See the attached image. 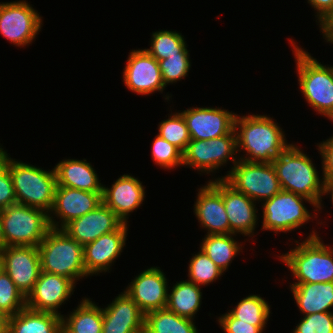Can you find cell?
Returning <instances> with one entry per match:
<instances>
[{"label": "cell", "instance_id": "1", "mask_svg": "<svg viewBox=\"0 0 333 333\" xmlns=\"http://www.w3.org/2000/svg\"><path fill=\"white\" fill-rule=\"evenodd\" d=\"M275 121L267 114L236 115L234 130L240 160L272 163L290 145L285 131Z\"/></svg>", "mask_w": 333, "mask_h": 333}, {"label": "cell", "instance_id": "2", "mask_svg": "<svg viewBox=\"0 0 333 333\" xmlns=\"http://www.w3.org/2000/svg\"><path fill=\"white\" fill-rule=\"evenodd\" d=\"M301 146L291 143L272 162L282 190L312 200L322 212L325 181ZM320 176V177H319ZM322 177V178H321Z\"/></svg>", "mask_w": 333, "mask_h": 333}, {"label": "cell", "instance_id": "3", "mask_svg": "<svg viewBox=\"0 0 333 333\" xmlns=\"http://www.w3.org/2000/svg\"><path fill=\"white\" fill-rule=\"evenodd\" d=\"M311 230L303 241L294 240V247L277 256L295 277L292 284L333 282V246L325 244L314 228Z\"/></svg>", "mask_w": 333, "mask_h": 333}, {"label": "cell", "instance_id": "4", "mask_svg": "<svg viewBox=\"0 0 333 333\" xmlns=\"http://www.w3.org/2000/svg\"><path fill=\"white\" fill-rule=\"evenodd\" d=\"M296 64L299 90L316 114L333 122V65H324L288 38Z\"/></svg>", "mask_w": 333, "mask_h": 333}, {"label": "cell", "instance_id": "5", "mask_svg": "<svg viewBox=\"0 0 333 333\" xmlns=\"http://www.w3.org/2000/svg\"><path fill=\"white\" fill-rule=\"evenodd\" d=\"M7 151L0 158L7 164L18 204L39 208L50 213L57 186L55 169L48 171L39 166L11 158Z\"/></svg>", "mask_w": 333, "mask_h": 333}, {"label": "cell", "instance_id": "6", "mask_svg": "<svg viewBox=\"0 0 333 333\" xmlns=\"http://www.w3.org/2000/svg\"><path fill=\"white\" fill-rule=\"evenodd\" d=\"M38 252L43 272L64 276L75 284L89 277L84 267L83 246L63 229L50 228Z\"/></svg>", "mask_w": 333, "mask_h": 333}, {"label": "cell", "instance_id": "7", "mask_svg": "<svg viewBox=\"0 0 333 333\" xmlns=\"http://www.w3.org/2000/svg\"><path fill=\"white\" fill-rule=\"evenodd\" d=\"M304 202L309 203L312 209L313 207L315 209L308 210ZM260 205L259 207H262V231H271L274 234L289 233L300 230V227L310 221L313 222L315 218L317 225L326 222H322V220L319 222L320 218L317 219L319 208L312 200L289 191L282 190Z\"/></svg>", "mask_w": 333, "mask_h": 333}, {"label": "cell", "instance_id": "8", "mask_svg": "<svg viewBox=\"0 0 333 333\" xmlns=\"http://www.w3.org/2000/svg\"><path fill=\"white\" fill-rule=\"evenodd\" d=\"M238 160L235 130L209 140L191 139L183 152V166L197 170L200 175L213 176L215 173V176L222 166L232 163L224 176H216L214 179H225Z\"/></svg>", "mask_w": 333, "mask_h": 333}, {"label": "cell", "instance_id": "9", "mask_svg": "<svg viewBox=\"0 0 333 333\" xmlns=\"http://www.w3.org/2000/svg\"><path fill=\"white\" fill-rule=\"evenodd\" d=\"M6 246H36L45 238L49 214L39 208L13 204L1 210Z\"/></svg>", "mask_w": 333, "mask_h": 333}, {"label": "cell", "instance_id": "10", "mask_svg": "<svg viewBox=\"0 0 333 333\" xmlns=\"http://www.w3.org/2000/svg\"><path fill=\"white\" fill-rule=\"evenodd\" d=\"M224 180L258 204L282 191L272 163L239 159Z\"/></svg>", "mask_w": 333, "mask_h": 333}, {"label": "cell", "instance_id": "11", "mask_svg": "<svg viewBox=\"0 0 333 333\" xmlns=\"http://www.w3.org/2000/svg\"><path fill=\"white\" fill-rule=\"evenodd\" d=\"M43 26V17L26 0L0 2V34L14 46L34 43Z\"/></svg>", "mask_w": 333, "mask_h": 333}, {"label": "cell", "instance_id": "12", "mask_svg": "<svg viewBox=\"0 0 333 333\" xmlns=\"http://www.w3.org/2000/svg\"><path fill=\"white\" fill-rule=\"evenodd\" d=\"M122 72V81L129 91L149 96L166 89L158 61L145 49H132Z\"/></svg>", "mask_w": 333, "mask_h": 333}, {"label": "cell", "instance_id": "13", "mask_svg": "<svg viewBox=\"0 0 333 333\" xmlns=\"http://www.w3.org/2000/svg\"><path fill=\"white\" fill-rule=\"evenodd\" d=\"M193 213L205 235L230 234V224L221 195V179H209L206 185L200 186Z\"/></svg>", "mask_w": 333, "mask_h": 333}, {"label": "cell", "instance_id": "14", "mask_svg": "<svg viewBox=\"0 0 333 333\" xmlns=\"http://www.w3.org/2000/svg\"><path fill=\"white\" fill-rule=\"evenodd\" d=\"M168 278L163 270L158 266L146 268L133 277L127 287L126 292L139 306L140 310L146 314L148 312L166 308L168 300L169 286Z\"/></svg>", "mask_w": 333, "mask_h": 333}, {"label": "cell", "instance_id": "15", "mask_svg": "<svg viewBox=\"0 0 333 333\" xmlns=\"http://www.w3.org/2000/svg\"><path fill=\"white\" fill-rule=\"evenodd\" d=\"M2 268L25 297L33 290L41 273L36 246H6L0 253Z\"/></svg>", "mask_w": 333, "mask_h": 333}, {"label": "cell", "instance_id": "16", "mask_svg": "<svg viewBox=\"0 0 333 333\" xmlns=\"http://www.w3.org/2000/svg\"><path fill=\"white\" fill-rule=\"evenodd\" d=\"M100 203L102 192L56 186L54 204L49 213L50 227L62 229L70 221L94 210Z\"/></svg>", "mask_w": 333, "mask_h": 333}, {"label": "cell", "instance_id": "17", "mask_svg": "<svg viewBox=\"0 0 333 333\" xmlns=\"http://www.w3.org/2000/svg\"><path fill=\"white\" fill-rule=\"evenodd\" d=\"M129 226L123 223L117 230L83 246L84 267L89 277L110 273L111 267L124 252Z\"/></svg>", "mask_w": 333, "mask_h": 333}, {"label": "cell", "instance_id": "18", "mask_svg": "<svg viewBox=\"0 0 333 333\" xmlns=\"http://www.w3.org/2000/svg\"><path fill=\"white\" fill-rule=\"evenodd\" d=\"M76 284L64 276L41 271L33 290L26 297V307L63 316L62 307L74 293Z\"/></svg>", "mask_w": 333, "mask_h": 333}, {"label": "cell", "instance_id": "19", "mask_svg": "<svg viewBox=\"0 0 333 333\" xmlns=\"http://www.w3.org/2000/svg\"><path fill=\"white\" fill-rule=\"evenodd\" d=\"M191 139L209 140L234 130L236 113L219 107H190L181 111Z\"/></svg>", "mask_w": 333, "mask_h": 333}, {"label": "cell", "instance_id": "20", "mask_svg": "<svg viewBox=\"0 0 333 333\" xmlns=\"http://www.w3.org/2000/svg\"><path fill=\"white\" fill-rule=\"evenodd\" d=\"M221 195L224 202L225 211L230 224V234L248 237L246 240L255 236L257 225L259 226L258 208L256 202L238 192L224 179H221ZM259 215V216H258Z\"/></svg>", "mask_w": 333, "mask_h": 333}, {"label": "cell", "instance_id": "21", "mask_svg": "<svg viewBox=\"0 0 333 333\" xmlns=\"http://www.w3.org/2000/svg\"><path fill=\"white\" fill-rule=\"evenodd\" d=\"M145 185L132 174H123L111 185H103L102 202L124 223H129L131 213L142 206L146 199Z\"/></svg>", "mask_w": 333, "mask_h": 333}, {"label": "cell", "instance_id": "22", "mask_svg": "<svg viewBox=\"0 0 333 333\" xmlns=\"http://www.w3.org/2000/svg\"><path fill=\"white\" fill-rule=\"evenodd\" d=\"M124 222L103 202L62 229L82 246L117 230Z\"/></svg>", "mask_w": 333, "mask_h": 333}, {"label": "cell", "instance_id": "23", "mask_svg": "<svg viewBox=\"0 0 333 333\" xmlns=\"http://www.w3.org/2000/svg\"><path fill=\"white\" fill-rule=\"evenodd\" d=\"M102 307L101 333H134L144 327L145 314L124 291Z\"/></svg>", "mask_w": 333, "mask_h": 333}, {"label": "cell", "instance_id": "24", "mask_svg": "<svg viewBox=\"0 0 333 333\" xmlns=\"http://www.w3.org/2000/svg\"><path fill=\"white\" fill-rule=\"evenodd\" d=\"M57 186L76 188L83 191L103 192V184L91 162L85 158H64L54 166Z\"/></svg>", "mask_w": 333, "mask_h": 333}, {"label": "cell", "instance_id": "25", "mask_svg": "<svg viewBox=\"0 0 333 333\" xmlns=\"http://www.w3.org/2000/svg\"><path fill=\"white\" fill-rule=\"evenodd\" d=\"M289 289L297 309L303 316L320 312H333V282L290 283Z\"/></svg>", "mask_w": 333, "mask_h": 333}, {"label": "cell", "instance_id": "26", "mask_svg": "<svg viewBox=\"0 0 333 333\" xmlns=\"http://www.w3.org/2000/svg\"><path fill=\"white\" fill-rule=\"evenodd\" d=\"M97 305L90 297H82L76 309L62 316L61 333H101L103 315Z\"/></svg>", "mask_w": 333, "mask_h": 333}, {"label": "cell", "instance_id": "27", "mask_svg": "<svg viewBox=\"0 0 333 333\" xmlns=\"http://www.w3.org/2000/svg\"><path fill=\"white\" fill-rule=\"evenodd\" d=\"M62 316L27 307L9 316L7 333H61Z\"/></svg>", "mask_w": 333, "mask_h": 333}, {"label": "cell", "instance_id": "28", "mask_svg": "<svg viewBox=\"0 0 333 333\" xmlns=\"http://www.w3.org/2000/svg\"><path fill=\"white\" fill-rule=\"evenodd\" d=\"M168 290L166 308L178 316L189 318L195 321L196 314L201 310L202 290L201 286L188 280L176 281Z\"/></svg>", "mask_w": 333, "mask_h": 333}, {"label": "cell", "instance_id": "29", "mask_svg": "<svg viewBox=\"0 0 333 333\" xmlns=\"http://www.w3.org/2000/svg\"><path fill=\"white\" fill-rule=\"evenodd\" d=\"M236 234L205 235L199 245L201 249L224 273L228 271L235 257L243 252L244 244Z\"/></svg>", "mask_w": 333, "mask_h": 333}, {"label": "cell", "instance_id": "30", "mask_svg": "<svg viewBox=\"0 0 333 333\" xmlns=\"http://www.w3.org/2000/svg\"><path fill=\"white\" fill-rule=\"evenodd\" d=\"M192 319L178 316L167 308L145 314L144 327L150 333H199Z\"/></svg>", "mask_w": 333, "mask_h": 333}, {"label": "cell", "instance_id": "31", "mask_svg": "<svg viewBox=\"0 0 333 333\" xmlns=\"http://www.w3.org/2000/svg\"><path fill=\"white\" fill-rule=\"evenodd\" d=\"M228 312L239 322L255 326H266L271 313V305L260 294H249L240 299Z\"/></svg>", "mask_w": 333, "mask_h": 333}, {"label": "cell", "instance_id": "32", "mask_svg": "<svg viewBox=\"0 0 333 333\" xmlns=\"http://www.w3.org/2000/svg\"><path fill=\"white\" fill-rule=\"evenodd\" d=\"M187 43L182 33L173 30H158L152 32L150 48L145 50L157 61L164 60L168 56L177 53H189Z\"/></svg>", "mask_w": 333, "mask_h": 333}, {"label": "cell", "instance_id": "33", "mask_svg": "<svg viewBox=\"0 0 333 333\" xmlns=\"http://www.w3.org/2000/svg\"><path fill=\"white\" fill-rule=\"evenodd\" d=\"M187 273V280L201 287L216 282L225 274L201 249L192 254Z\"/></svg>", "mask_w": 333, "mask_h": 333}, {"label": "cell", "instance_id": "34", "mask_svg": "<svg viewBox=\"0 0 333 333\" xmlns=\"http://www.w3.org/2000/svg\"><path fill=\"white\" fill-rule=\"evenodd\" d=\"M170 111L168 118L159 122L157 134L184 152L191 140L186 121L179 110Z\"/></svg>", "mask_w": 333, "mask_h": 333}, {"label": "cell", "instance_id": "35", "mask_svg": "<svg viewBox=\"0 0 333 333\" xmlns=\"http://www.w3.org/2000/svg\"><path fill=\"white\" fill-rule=\"evenodd\" d=\"M152 141L151 156L153 162L160 168L172 170L177 167L183 166V152L169 143L165 139L161 138L158 134Z\"/></svg>", "mask_w": 333, "mask_h": 333}, {"label": "cell", "instance_id": "36", "mask_svg": "<svg viewBox=\"0 0 333 333\" xmlns=\"http://www.w3.org/2000/svg\"><path fill=\"white\" fill-rule=\"evenodd\" d=\"M26 307V297L16 287L9 275L0 269V309L9 316L17 314Z\"/></svg>", "mask_w": 333, "mask_h": 333}, {"label": "cell", "instance_id": "37", "mask_svg": "<svg viewBox=\"0 0 333 333\" xmlns=\"http://www.w3.org/2000/svg\"><path fill=\"white\" fill-rule=\"evenodd\" d=\"M189 56V53H177V55L168 56V58L158 61L166 87L170 84H176L188 76L192 64Z\"/></svg>", "mask_w": 333, "mask_h": 333}, {"label": "cell", "instance_id": "38", "mask_svg": "<svg viewBox=\"0 0 333 333\" xmlns=\"http://www.w3.org/2000/svg\"><path fill=\"white\" fill-rule=\"evenodd\" d=\"M302 317L291 333H333V312H320Z\"/></svg>", "mask_w": 333, "mask_h": 333}, {"label": "cell", "instance_id": "39", "mask_svg": "<svg viewBox=\"0 0 333 333\" xmlns=\"http://www.w3.org/2000/svg\"><path fill=\"white\" fill-rule=\"evenodd\" d=\"M219 327L224 333H263L267 326H255L245 322H239L228 311L217 317Z\"/></svg>", "mask_w": 333, "mask_h": 333}, {"label": "cell", "instance_id": "40", "mask_svg": "<svg viewBox=\"0 0 333 333\" xmlns=\"http://www.w3.org/2000/svg\"><path fill=\"white\" fill-rule=\"evenodd\" d=\"M14 187L7 164L0 158V210L16 204Z\"/></svg>", "mask_w": 333, "mask_h": 333}, {"label": "cell", "instance_id": "41", "mask_svg": "<svg viewBox=\"0 0 333 333\" xmlns=\"http://www.w3.org/2000/svg\"><path fill=\"white\" fill-rule=\"evenodd\" d=\"M317 150L321 155V170L325 182L333 181V134L326 140L316 143Z\"/></svg>", "mask_w": 333, "mask_h": 333}, {"label": "cell", "instance_id": "42", "mask_svg": "<svg viewBox=\"0 0 333 333\" xmlns=\"http://www.w3.org/2000/svg\"><path fill=\"white\" fill-rule=\"evenodd\" d=\"M315 11L317 25L320 26L333 13V0H307Z\"/></svg>", "mask_w": 333, "mask_h": 333}, {"label": "cell", "instance_id": "43", "mask_svg": "<svg viewBox=\"0 0 333 333\" xmlns=\"http://www.w3.org/2000/svg\"><path fill=\"white\" fill-rule=\"evenodd\" d=\"M319 29L325 42L333 44V13L319 26Z\"/></svg>", "mask_w": 333, "mask_h": 333}, {"label": "cell", "instance_id": "44", "mask_svg": "<svg viewBox=\"0 0 333 333\" xmlns=\"http://www.w3.org/2000/svg\"><path fill=\"white\" fill-rule=\"evenodd\" d=\"M9 315L0 309V333H7Z\"/></svg>", "mask_w": 333, "mask_h": 333}, {"label": "cell", "instance_id": "45", "mask_svg": "<svg viewBox=\"0 0 333 333\" xmlns=\"http://www.w3.org/2000/svg\"><path fill=\"white\" fill-rule=\"evenodd\" d=\"M323 196H326V198H327V196L329 198H331L330 201H331V204L333 206V181L332 182H325Z\"/></svg>", "mask_w": 333, "mask_h": 333}, {"label": "cell", "instance_id": "46", "mask_svg": "<svg viewBox=\"0 0 333 333\" xmlns=\"http://www.w3.org/2000/svg\"><path fill=\"white\" fill-rule=\"evenodd\" d=\"M6 247L4 235H3V229H2V220H1V210H0V253L2 250Z\"/></svg>", "mask_w": 333, "mask_h": 333}, {"label": "cell", "instance_id": "47", "mask_svg": "<svg viewBox=\"0 0 333 333\" xmlns=\"http://www.w3.org/2000/svg\"><path fill=\"white\" fill-rule=\"evenodd\" d=\"M134 333H150L145 327H142L140 330L135 331Z\"/></svg>", "mask_w": 333, "mask_h": 333}, {"label": "cell", "instance_id": "48", "mask_svg": "<svg viewBox=\"0 0 333 333\" xmlns=\"http://www.w3.org/2000/svg\"><path fill=\"white\" fill-rule=\"evenodd\" d=\"M3 151H5V150H4L3 146L0 143V153H2Z\"/></svg>", "mask_w": 333, "mask_h": 333}, {"label": "cell", "instance_id": "49", "mask_svg": "<svg viewBox=\"0 0 333 333\" xmlns=\"http://www.w3.org/2000/svg\"><path fill=\"white\" fill-rule=\"evenodd\" d=\"M2 268V262H1V257H0V269Z\"/></svg>", "mask_w": 333, "mask_h": 333}]
</instances>
